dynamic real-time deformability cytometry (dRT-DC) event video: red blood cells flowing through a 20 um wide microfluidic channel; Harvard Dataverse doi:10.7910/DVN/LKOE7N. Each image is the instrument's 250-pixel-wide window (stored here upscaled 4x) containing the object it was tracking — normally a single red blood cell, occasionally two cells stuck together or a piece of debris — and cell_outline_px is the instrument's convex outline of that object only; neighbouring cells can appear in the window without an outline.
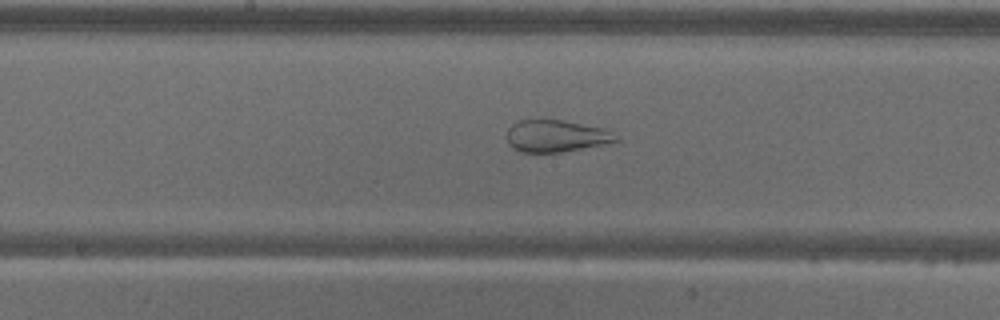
{"species": "common noctule bat (a hibernating species)", "species_latin": "Nyctalus noctula", "temperature_condition": "warm", "stored_images_in_passage": 58, "camera_frame_rate_fps": 3000, "um_per_image_px": 0.085, "animal": {"sex": "male", "body_mass_g": 18.8}, "frame": {"image": 1, "passage_image": 30, "time_ms": 9.667, "image_size_px": [1000, 320], "cell_outline_px": [[620, 140], [560, 152], [520, 152], [512, 148], [508, 144], [508, 128], [512, 124], [520, 120], [560, 120], [604, 128], [616, 136]], "centroid_in_image_um": [47.2, 11.56], "position_along_channel_um": 201.0, "area_um2": 19.88}}
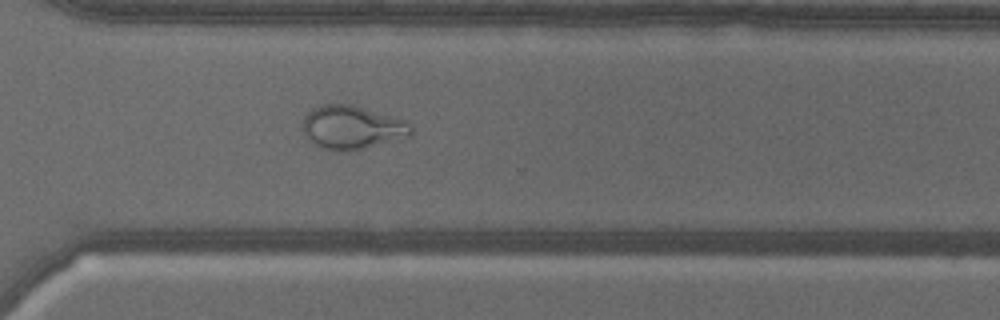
{"frame": {"image": 2, "passage_image": 42, "time_ms": 13.667, "image_size_px": [1000, 320], "cell_outline_px": [[412, 136], [364, 148], [344, 152], [340, 152], [320, 148], [312, 144], [304, 136], [304, 116], [312, 108], [320, 104], [352, 104], [396, 116], [412, 124]], "centroid_in_image_um": [29.93, 10.83], "position_along_channel_um": 340.7, "area_um2": 28.03}}
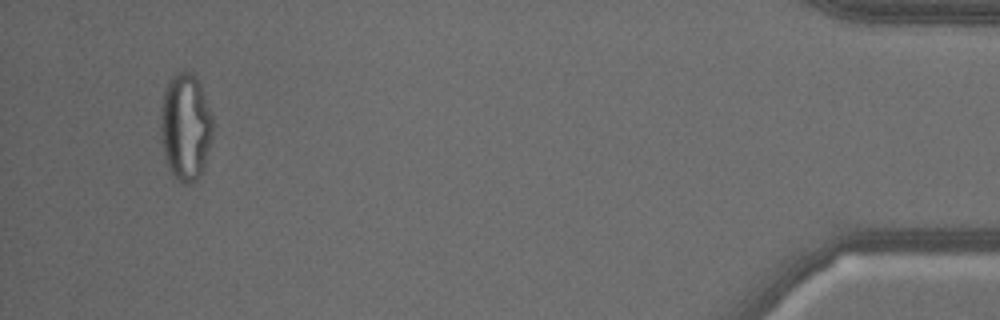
{"frame": {"image": 3, "passage_image": 55, "time_ms": 18.0, "image_size_px": [1000, 320], "cell_outline_px": [[212, 136], [204, 168], [200, 176], [196, 180], [188, 184], [180, 184], [176, 180], [168, 168], [164, 160], [160, 140], [160, 108], [164, 92], [168, 80], [176, 72], [184, 68], [192, 72], [196, 76], [200, 84], [212, 116]], "centroid_in_image_um": [15.73, 10.79], "position_along_channel_um": 419.5, "area_um2": 33.47}}